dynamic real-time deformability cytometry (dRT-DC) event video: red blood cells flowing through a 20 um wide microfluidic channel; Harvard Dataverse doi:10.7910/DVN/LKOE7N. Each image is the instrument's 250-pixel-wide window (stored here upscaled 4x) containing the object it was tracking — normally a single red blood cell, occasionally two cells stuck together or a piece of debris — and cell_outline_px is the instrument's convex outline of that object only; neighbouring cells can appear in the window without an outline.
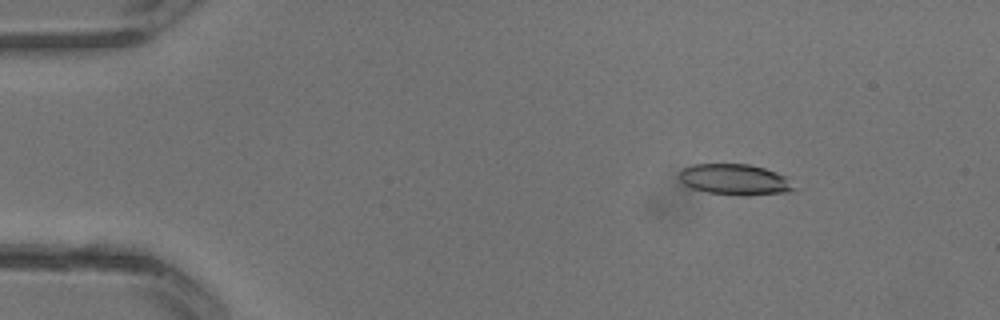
{"species": "common noctule bat (a hibernating species)", "species_latin": "Nyctalus noctula", "temperature_condition": "warm", "stored_images_in_passage": 33, "camera_frame_rate_fps": 3000, "um_per_image_px": 0.085, "animal": {"sex": "male", "body_mass_g": 13.3}, "frame": {"image": 1, "passage_image": 5, "time_ms": 1.333, "image_size_px": [1000, 320], "cell_outline_px": [[796, 188], [792, 192], [748, 196], [744, 196], [708, 192], [692, 188], [684, 184], [676, 176], [680, 168], [692, 164], [748, 164], [764, 168], [788, 176]], "centroid_in_image_um": [62.47, 15.26], "position_along_channel_um": 22.5, "area_um2": 21.15}}
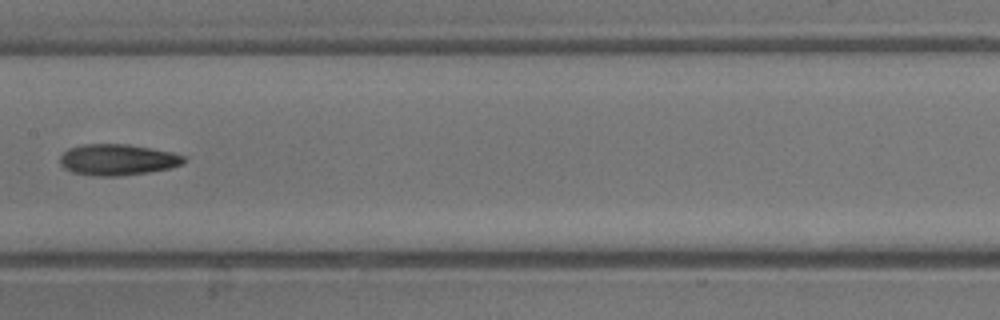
{"frame": {"image": 2, "passage_image": 17, "time_ms": 5.333, "image_size_px": [1000, 320], "cell_outline_px": [[188, 160], [180, 164], [168, 168], [148, 172], [116, 176], [96, 176], [72, 172], [64, 168], [60, 164], [60, 156], [68, 148], [84, 144], [128, 144], [152, 148], [172, 152], [184, 156]], "centroid_in_image_um": [9.97, 13.56], "position_along_channel_um": 197.4, "area_um2": 22.43}}
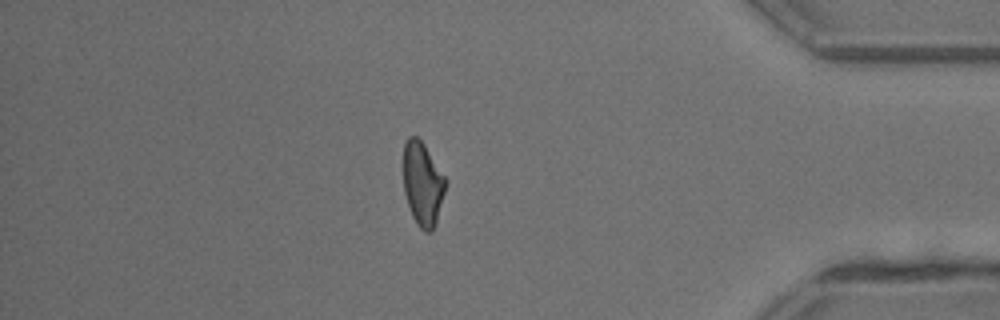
{"frame": {"image": 3, "passage_image": 28, "time_ms": 9.0, "image_size_px": [1000, 320], "cell_outline_px": [[448, 184], [432, 232], [424, 232], [416, 224], [412, 216], [404, 192], [404, 144], [408, 136], [416, 136], [424, 144], [448, 180]], "centroid_in_image_um": [35.95, 15.63], "position_along_channel_um": 399.3, "area_um2": 20.69}}